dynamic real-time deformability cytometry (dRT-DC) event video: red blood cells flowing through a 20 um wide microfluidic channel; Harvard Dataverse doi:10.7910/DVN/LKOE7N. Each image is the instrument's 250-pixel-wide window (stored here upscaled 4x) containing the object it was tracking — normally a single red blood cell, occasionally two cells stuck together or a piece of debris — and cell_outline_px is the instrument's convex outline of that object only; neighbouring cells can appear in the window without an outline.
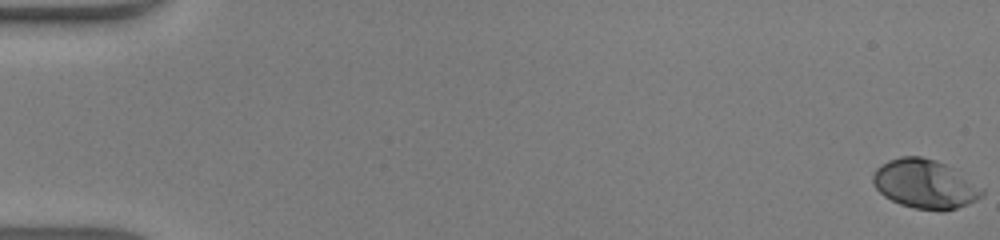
{"species": "human", "species_latin": "Homo sapiens", "temperature_condition": "warm", "stored_images_in_passage": 49, "camera_frame_rate_fps": 3000, "um_per_image_px": 0.085, "donor": {"sex": "male"}, "frame": {"image": 1, "passage_image": 1, "time_ms": 0.0, "image_size_px": [1000, 240], "cell_outline_px": [[984, 196], [968, 204], [944, 212], [940, 212], [912, 208], [900, 204], [884, 196], [872, 184], [872, 176], [876, 168], [880, 164], [888, 160], [900, 156], [920, 156], [936, 160], [944, 164], [984, 188]], "centroid_in_image_um": [78.6, 15.66], "position_along_channel_um": 6.4, "area_um2": 31.39}}
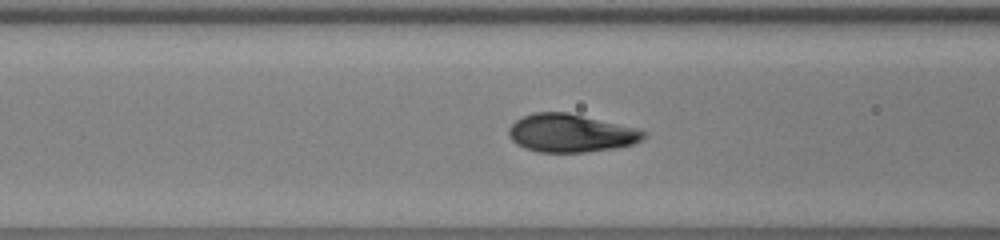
{"frame": {"image": 2, "passage_image": 21, "time_ms": 6.667, "image_size_px": [1000, 240], "cell_outline_px": [[648, 136], [632, 144], [612, 148], [584, 152], [536, 152], [524, 148], [516, 144], [508, 136], [508, 128], [516, 120], [524, 116], [536, 112], [568, 112], [640, 128], [648, 132]], "centroid_in_image_um": [48.53, 11.31], "position_along_channel_um": 118.1, "area_um2": 30.17}}
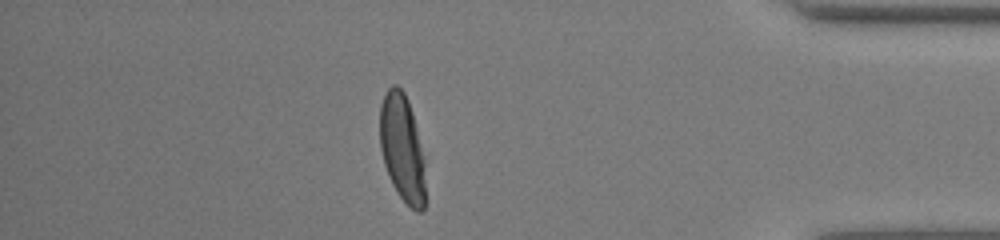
{"frame": {"image": 3, "passage_image": 43, "time_ms": 14.0, "image_size_px": [1000, 240], "cell_outline_px": [[424, 208], [420, 212], [416, 212], [400, 196], [392, 184], [388, 176], [384, 164], [380, 148], [380, 104], [388, 88], [392, 84], [396, 84], [404, 92], [408, 100], [412, 112], [424, 160]], "centroid_in_image_um": [34.16, 12.56], "position_along_channel_um": 401.0, "area_um2": 28.21}}